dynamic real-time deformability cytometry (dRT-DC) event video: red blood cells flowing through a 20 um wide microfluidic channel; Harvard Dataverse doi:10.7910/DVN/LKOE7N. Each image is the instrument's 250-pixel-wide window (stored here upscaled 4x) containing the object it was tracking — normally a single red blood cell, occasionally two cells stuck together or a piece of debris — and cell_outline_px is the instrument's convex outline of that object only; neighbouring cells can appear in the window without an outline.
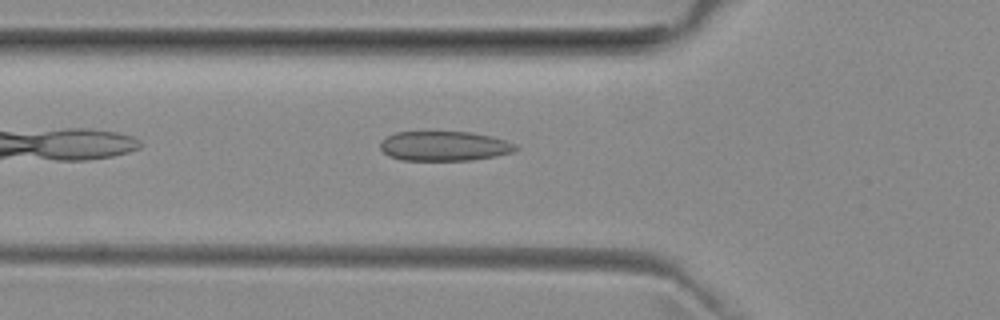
{"species": "common noctule bat (a hibernating species)", "species_latin": "Nyctalus noctula", "temperature_condition": "room temperature", "stored_images_in_passage": 31, "camera_frame_rate_fps": 3000, "um_per_image_px": 0.085, "animal": {"sex": "female", "body_mass_g": 29.2, "forearm_length_mm": 56.3}, "frame": {"image": 1, "passage_image": 3, "time_ms": 0.667, "image_size_px": [1000, 320], "cell_outline_px": [[520, 148], [512, 152], [496, 156], [472, 160], [400, 160], [388, 156], [380, 148], [380, 140], [396, 132], [472, 132], [492, 136], [516, 144]], "centroid_in_image_um": [37.77, 12.41], "position_along_channel_um": 88.0, "area_um2": 23.52}}
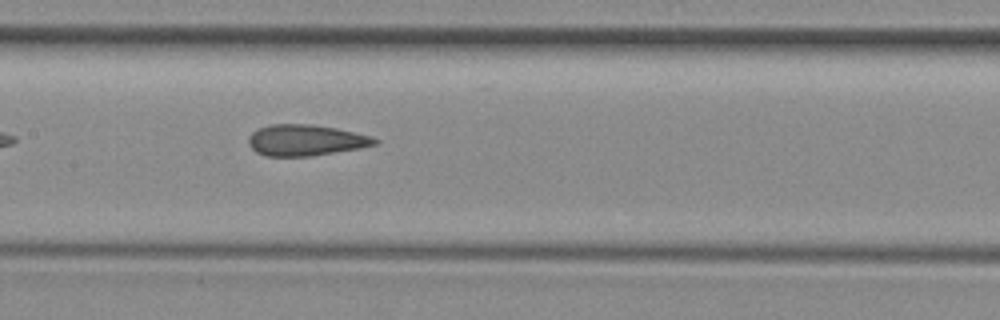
{"frame": {"image": 2, "passage_image": 10, "time_ms": 3.0, "image_size_px": [1000, 320], "cell_outline_px": [[380, 140], [376, 144], [360, 148], [308, 156], [264, 156], [256, 152], [248, 144], [248, 136], [252, 132], [260, 128], [272, 124], [312, 124], [336, 128], [372, 136]], "centroid_in_image_um": [25.97, 11.91], "position_along_channel_um": 181.4, "area_um2": 22.83}}
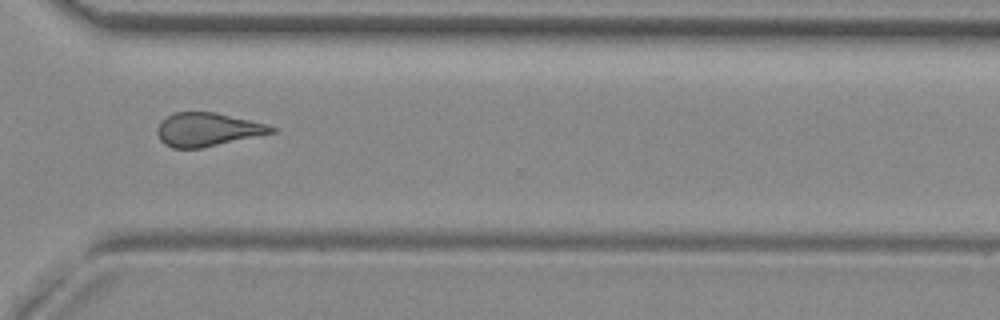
{"frame": {"image": 3, "passage_image": 23, "time_ms": 7.333, "image_size_px": [1000, 320], "cell_outline_px": [[276, 132], [200, 148], [172, 148], [164, 144], [160, 140], [156, 132], [156, 128], [160, 120], [176, 112], [216, 112], [268, 124], [276, 128]], "centroid_in_image_um": [17.61, 11.0], "position_along_channel_um": 353.0, "area_um2": 22.31}, "authors_computed_cell_mechanics": {"area_um2": 22.542, "velocity_mm_per_s": 3.9703, "shape_relaxation_time_tau1_ms": null, "shape_relaxation_time_tau2_ms": 2.561, "deformation_change_tau1": null, "deformation_change_tau2": 0.1196}}